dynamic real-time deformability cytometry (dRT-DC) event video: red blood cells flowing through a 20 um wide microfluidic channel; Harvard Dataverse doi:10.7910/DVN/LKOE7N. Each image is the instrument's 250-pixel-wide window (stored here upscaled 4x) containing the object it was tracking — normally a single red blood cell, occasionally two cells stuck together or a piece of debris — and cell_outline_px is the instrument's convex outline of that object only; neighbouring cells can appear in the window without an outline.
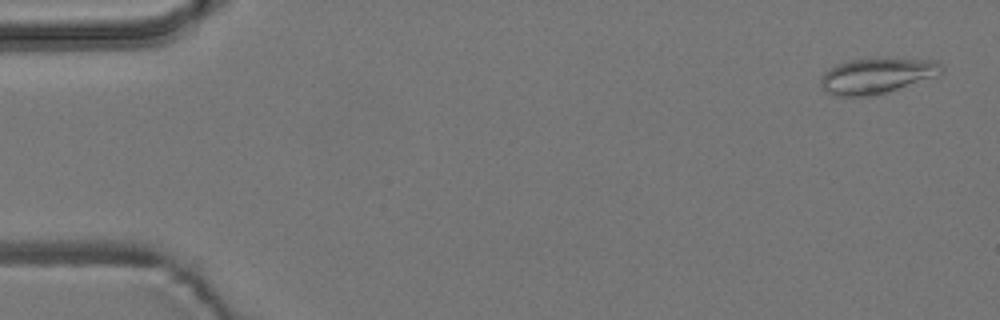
{"species": "common noctule bat (a hibernating species)", "species_latin": "Nyctalus noctula", "temperature_condition": "room temperature", "stored_images_in_passage": 6, "camera_frame_rate_fps": 3000, "um_per_image_px": 0.085, "animal": {"sex": "male", "body_mass_g": 19.2, "forearm_length_mm": 51.8}, "frame": {"image": 1, "passage_image": 1, "time_ms": 0.0, "image_size_px": [1000, 320], "cell_outline_px": [[944, 72], [940, 76], [872, 96], [832, 96], [820, 84], [820, 80], [824, 72], [828, 68], [836, 64], [852, 60], [880, 56], [936, 60], [944, 68]], "centroid_in_image_um": [74.59, 6.4], "position_along_channel_um": 10.4, "area_um2": 25.84}}
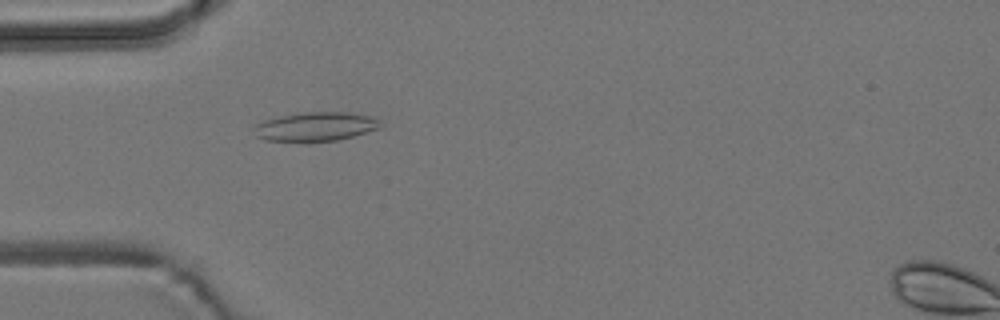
{"frame": {"image": 2, "passage_image": 5, "time_ms": 4.667, "image_size_px": [1000, 320], "cell_outline_px": [[380, 128], [352, 136], [336, 140], [264, 140], [256, 136], [252, 128], [256, 124], [264, 120], [276, 116], [296, 112], [348, 112], [372, 116], [380, 120]], "centroid_in_image_um": [26.79, 10.72], "position_along_channel_um": 58.2, "area_um2": 21.21}}